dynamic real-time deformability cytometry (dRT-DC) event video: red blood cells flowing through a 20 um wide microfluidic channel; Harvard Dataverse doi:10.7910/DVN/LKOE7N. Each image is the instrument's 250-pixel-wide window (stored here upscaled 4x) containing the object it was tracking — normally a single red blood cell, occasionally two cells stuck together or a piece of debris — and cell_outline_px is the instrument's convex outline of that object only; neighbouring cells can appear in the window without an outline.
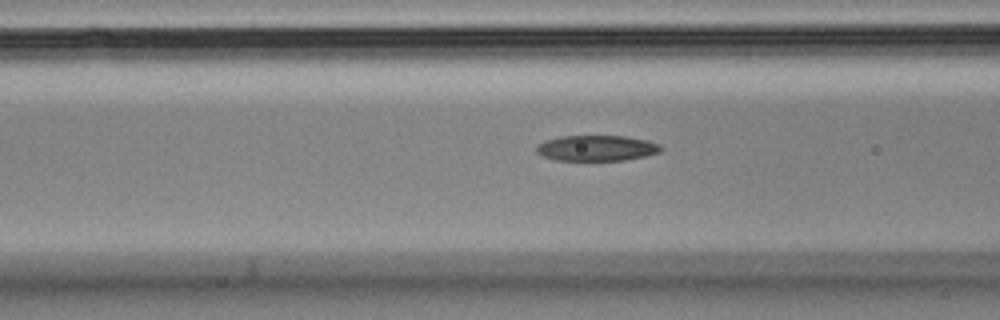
{"species": "Egyptian fruit bat (a non-hibernating species)", "species_latin": "Rousettus aegyptiacus", "temperature_condition": "cold", "stored_images_in_passage": 39, "camera_frame_rate_fps": 3000, "um_per_image_px": 0.085, "animal": {"sex": "male"}, "frame": {"image": 1, "passage_image": 16, "time_ms": 5.0, "image_size_px": [1000, 320], "cell_outline_px": [[664, 148], [660, 152], [644, 156], [624, 160], [556, 160], [544, 156], [536, 152], [536, 144], [544, 140], [560, 136], [624, 136], [648, 140], [660, 144]], "centroid_in_image_um": [50.71, 12.58], "position_along_channel_um": 115.9, "area_um2": 18.67}}
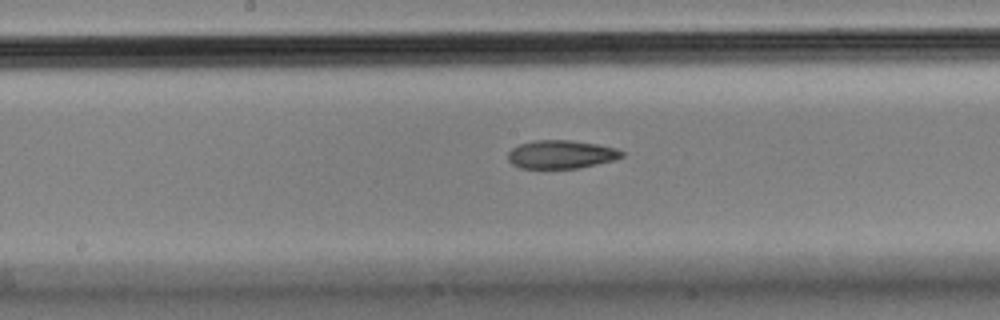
{"frame": {"image": 2, "passage_image": 23, "time_ms": 7.333, "image_size_px": [1000, 320], "cell_outline_px": [[624, 156], [612, 160], [576, 168], [520, 168], [512, 164], [508, 160], [508, 152], [512, 148], [520, 144], [536, 140], [568, 140], [596, 144], [616, 148], [624, 152]], "centroid_in_image_um": [47.66, 13.12], "position_along_channel_um": 200.5, "area_um2": 18.55}}
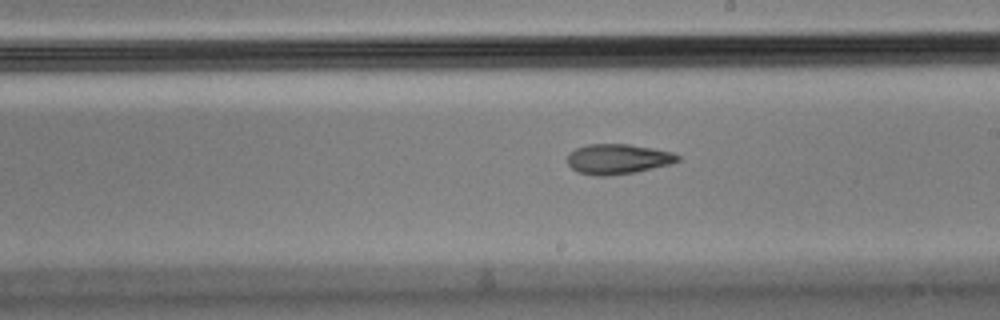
{"frame": {"image": 3, "passage_image": 26, "time_ms": 8.333, "image_size_px": [1000, 320], "cell_outline_px": [[680, 160], [672, 164], [636, 172], [604, 176], [596, 176], [576, 172], [568, 164], [568, 152], [576, 148], [588, 144], [628, 144], [652, 148], [672, 152], [680, 156]], "centroid_in_image_um": [52.51, 13.52], "position_along_channel_um": 236.5, "area_um2": 19.48}}